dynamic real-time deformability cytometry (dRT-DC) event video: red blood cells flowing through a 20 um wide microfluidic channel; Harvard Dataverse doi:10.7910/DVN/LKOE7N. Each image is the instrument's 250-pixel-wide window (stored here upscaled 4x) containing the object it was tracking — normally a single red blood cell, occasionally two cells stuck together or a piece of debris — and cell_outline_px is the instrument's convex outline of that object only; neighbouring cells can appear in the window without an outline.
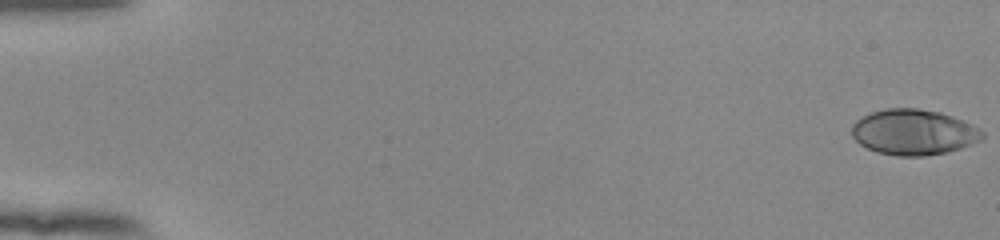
{"species": "human", "species_latin": "Homo sapiens", "temperature_condition": "room temperature", "stored_images_in_passage": 55, "camera_frame_rate_fps": 3000, "um_per_image_px": 0.085, "donor": {"sex": "female"}, "frame": {"image": 1, "passage_image": 1, "time_ms": 0.0, "image_size_px": [1000, 240], "cell_outline_px": [[984, 136], [980, 140], [972, 144], [948, 152], [924, 156], [896, 156], [876, 152], [860, 144], [852, 136], [852, 124], [856, 120], [872, 112], [888, 108], [920, 108], [940, 112], [952, 116], [972, 124], [980, 128], [984, 132]], "centroid_in_image_um": [77.67, 11.24], "position_along_channel_um": 7.3, "area_um2": 34.8}}
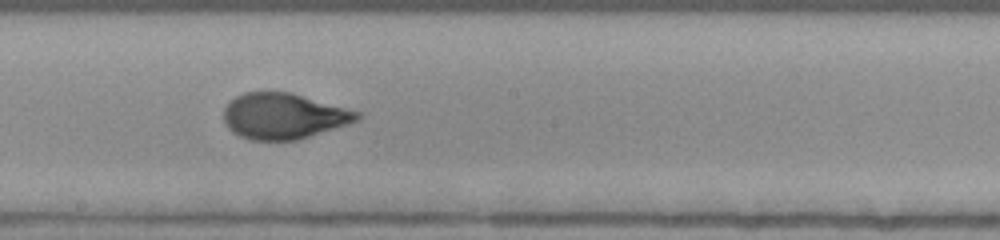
{"frame": {"image": 2, "passage_image": 32, "time_ms": 10.333, "image_size_px": [1000, 240], "cell_outline_px": [[364, 116], [360, 120], [348, 124], [296, 140], [252, 140], [240, 136], [232, 132], [228, 128], [224, 120], [224, 108], [236, 96], [244, 92], [292, 92], [360, 112]], "centroid_in_image_um": [24.13, 9.86], "position_along_channel_um": 224.1, "area_um2": 35.55}}
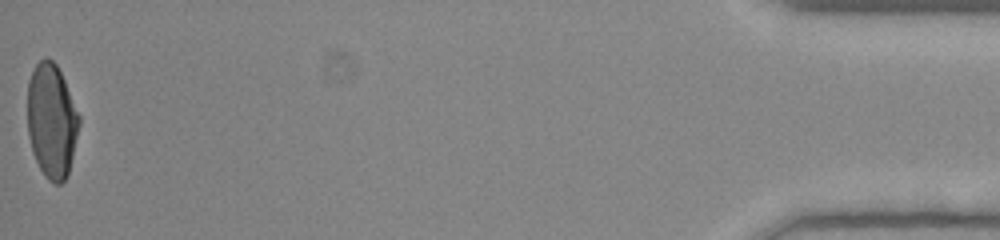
{"frame": {"image": 3, "passage_image": 55, "time_ms": 18.0, "image_size_px": [1000, 240], "cell_outline_px": [[80, 124], [68, 172], [64, 180], [60, 184], [56, 184], [48, 180], [44, 176], [32, 152], [28, 136], [28, 80], [36, 64], [44, 56], [48, 56], [56, 64], [64, 80], [80, 116]], "centroid_in_image_um": [4.38, 10.25], "position_along_channel_um": 430.8, "area_um2": 34.33}, "authors_computed_cell_mechanics": {"area_um2": 34.969, "velocity_mm_per_s": 3.8713, "shape_relaxation_time_tau1_ms": 7.1246, "shape_relaxation_time_tau2_ms": null, "deformation_change_tau1": 0.2546, "deformation_change_tau2": null}}